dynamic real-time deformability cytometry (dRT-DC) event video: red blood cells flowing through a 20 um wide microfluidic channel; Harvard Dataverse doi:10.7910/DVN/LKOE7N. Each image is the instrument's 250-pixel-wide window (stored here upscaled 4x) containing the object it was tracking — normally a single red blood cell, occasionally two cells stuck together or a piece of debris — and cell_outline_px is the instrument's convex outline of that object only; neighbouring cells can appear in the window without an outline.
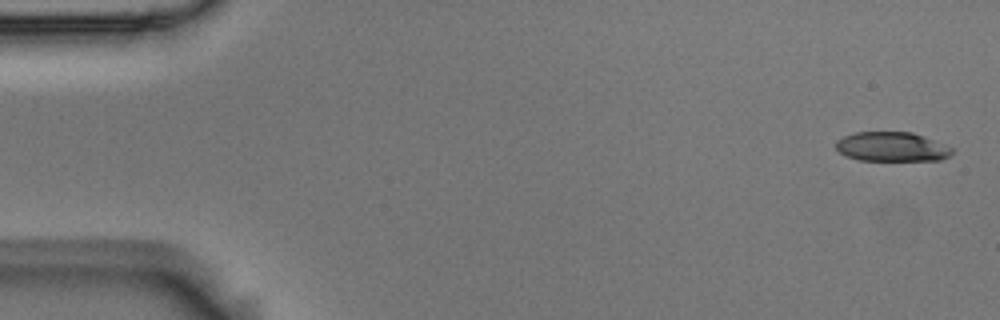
{"species": "Egyptian fruit bat (a non-hibernating species)", "species_latin": "Rousettus aegyptiacus", "temperature_condition": "room temperature", "stored_images_in_passage": 4, "camera_frame_rate_fps": 3000, "um_per_image_px": 0.085, "animal": {"sex": "male"}, "frame": {"image": 1, "passage_image": 1, "time_ms": 0.0, "image_size_px": [1000, 320], "cell_outline_px": [[952, 152], [948, 156], [940, 160], [860, 160], [848, 156], [840, 152], [836, 148], [836, 140], [844, 136], [856, 132], [912, 132], [924, 136], [952, 148]], "centroid_in_image_um": [75.79, 12.47], "position_along_channel_um": 9.2, "area_um2": 19.65}}
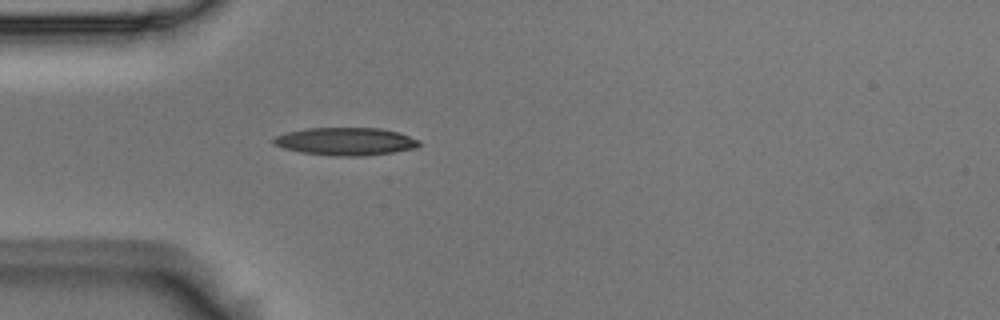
{"frame": {"image": 2, "passage_image": 4, "time_ms": 1.0, "image_size_px": [1000, 320], "cell_outline_px": [[420, 144], [416, 148], [392, 152], [364, 156], [332, 156], [300, 152], [284, 148], [272, 144], [272, 140], [276, 136], [288, 132], [304, 128], [380, 128], [400, 132], [420, 140]], "centroid_in_image_um": [29.39, 12.02], "position_along_channel_um": 55.6, "area_um2": 23.7}}